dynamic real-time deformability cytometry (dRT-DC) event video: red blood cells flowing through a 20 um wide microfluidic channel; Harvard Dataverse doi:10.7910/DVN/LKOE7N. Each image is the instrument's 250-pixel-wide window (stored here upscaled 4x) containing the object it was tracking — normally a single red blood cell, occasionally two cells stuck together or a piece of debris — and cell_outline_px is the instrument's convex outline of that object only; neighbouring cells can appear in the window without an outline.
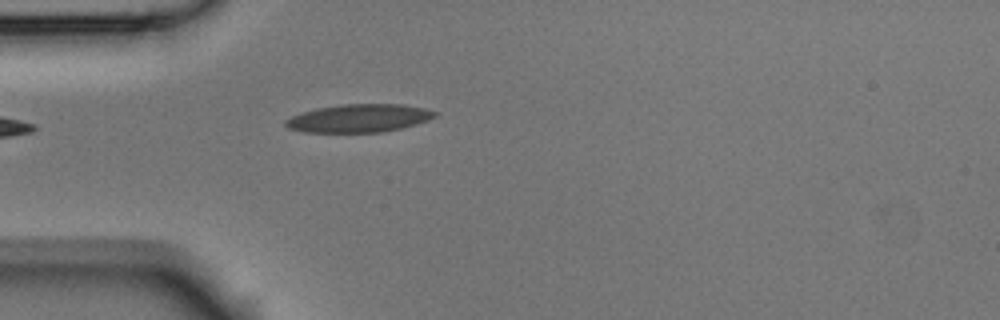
{"species": "Egyptian fruit bat (a non-hibernating species)", "species_latin": "Rousettus aegyptiacus", "temperature_condition": "room temperature", "stored_images_in_passage": 5, "camera_frame_rate_fps": 3000, "um_per_image_px": 0.085, "animal": {"sex": "male"}, "frame": {"image": 1, "passage_image": 5, "time_ms": 1.333, "image_size_px": [1000, 320], "cell_outline_px": [[436, 116], [428, 120], [416, 124], [400, 128], [380, 132], [304, 132], [288, 128], [284, 124], [284, 120], [292, 116], [316, 108], [344, 104], [404, 104], [424, 108], [436, 112]], "centroid_in_image_um": [30.5, 10.04], "position_along_channel_um": 54.5, "area_um2": 24.28}}